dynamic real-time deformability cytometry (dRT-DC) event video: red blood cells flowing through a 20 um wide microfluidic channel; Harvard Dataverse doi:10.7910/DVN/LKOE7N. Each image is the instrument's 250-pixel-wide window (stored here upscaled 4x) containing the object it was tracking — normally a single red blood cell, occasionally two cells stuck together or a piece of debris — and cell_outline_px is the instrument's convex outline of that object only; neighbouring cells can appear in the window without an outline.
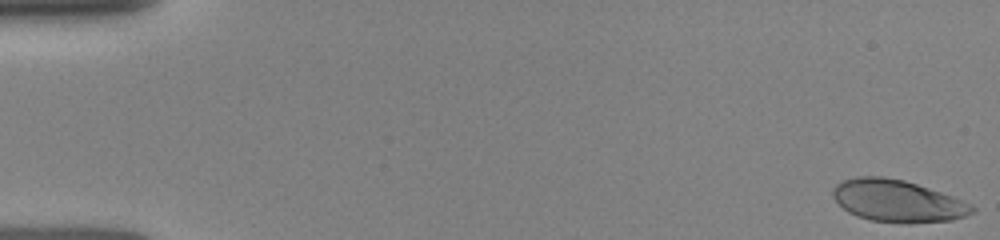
{"species": "human", "species_latin": "Homo sapiens", "temperature_condition": "room temperature", "stored_images_in_passage": 15, "camera_frame_rate_fps": 3000, "um_per_image_px": 0.085, "donor": {"sex": "female"}, "frame": {"image": 1, "passage_image": 1, "time_ms": 0.0, "image_size_px": [1000, 240], "cell_outline_px": [[976, 212], [952, 220], [872, 220], [856, 216], [848, 212], [832, 196], [832, 188], [836, 184], [844, 180], [856, 176], [884, 176], [904, 180], [952, 196], [972, 204], [976, 208]], "centroid_in_image_um": [76.26, 17.02], "position_along_channel_um": 8.7, "area_um2": 33.06}}
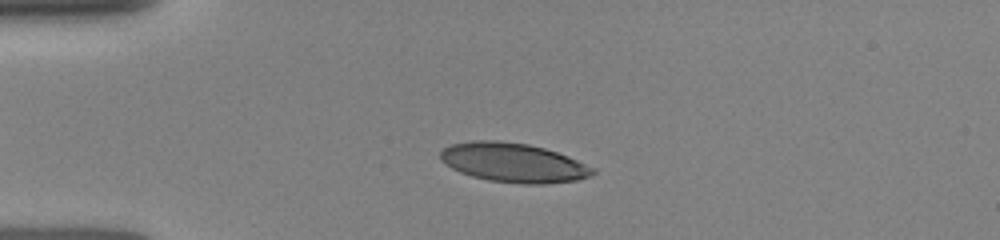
{"frame": {"image": 2, "passage_image": 12, "time_ms": 3.667, "image_size_px": [1000, 240], "cell_outline_px": [[596, 172], [592, 176], [576, 180], [540, 184], [524, 184], [488, 180], [472, 176], [460, 172], [444, 164], [440, 160], [440, 152], [444, 148], [452, 144], [472, 140], [496, 140], [528, 144], [544, 148], [568, 156], [596, 168]], "centroid_in_image_um": [43.64, 13.82], "position_along_channel_um": 41.4, "area_um2": 34.91}}